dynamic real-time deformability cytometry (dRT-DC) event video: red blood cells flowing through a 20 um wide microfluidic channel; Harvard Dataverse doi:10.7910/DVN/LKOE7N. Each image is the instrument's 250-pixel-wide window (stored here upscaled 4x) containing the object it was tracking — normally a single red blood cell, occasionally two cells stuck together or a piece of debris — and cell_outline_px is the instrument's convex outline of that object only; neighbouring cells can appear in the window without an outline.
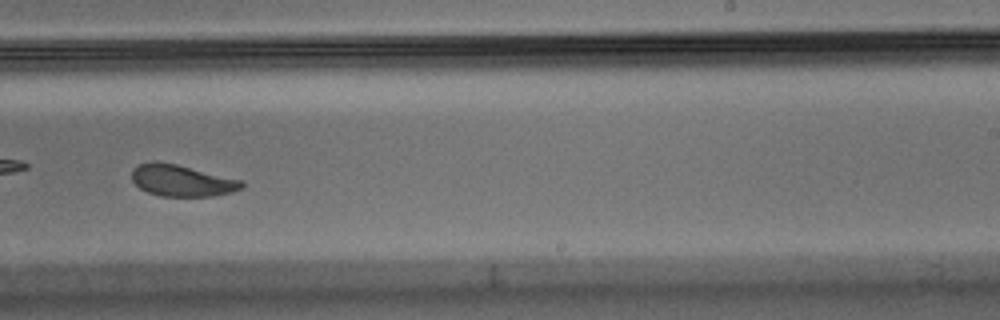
{"species": "Egyptian fruit bat (a non-hibernating species)", "species_latin": "Rousettus aegyptiacus", "temperature_condition": "warm", "stored_images_in_passage": 51, "camera_frame_rate_fps": 3000, "um_per_image_px": 0.085, "animal": {"sex": "male"}, "frame": {"image": 1, "passage_image": 30, "time_ms": 9.667, "image_size_px": [1000, 320], "cell_outline_px": [[244, 188], [232, 192], [212, 196], [160, 196], [148, 192], [140, 188], [132, 180], [132, 168], [140, 164], [152, 160], [156, 160], [176, 164], [244, 180]], "centroid_in_image_um": [15.47, 15.34], "position_along_channel_um": 273.5, "area_um2": 20.4}, "authors_computed_cell_mechanics": {"area_um2": 21.0392, "velocity_mm_per_s": 3.6151, "shape_relaxation_time_tau1_ms": 2.6535, "shape_relaxation_time_tau2_ms": 3.4579, "deformation_change_tau1": 0.1368, "deformation_change_tau2": 0.105}}